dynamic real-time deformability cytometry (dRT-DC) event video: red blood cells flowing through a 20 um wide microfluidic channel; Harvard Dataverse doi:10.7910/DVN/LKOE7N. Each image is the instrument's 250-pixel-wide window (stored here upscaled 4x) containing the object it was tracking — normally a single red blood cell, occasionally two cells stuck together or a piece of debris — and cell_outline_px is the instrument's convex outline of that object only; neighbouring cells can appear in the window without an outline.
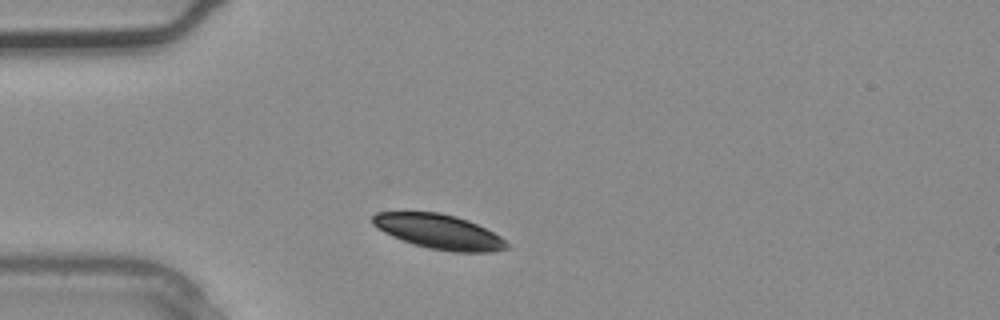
{"species": "common noctule bat (a hibernating species)", "species_latin": "Nyctalus noctula", "temperature_condition": "warm", "stored_images_in_passage": 2, "camera_frame_rate_fps": 3000, "um_per_image_px": 0.085, "animal": {"sex": "male", "body_mass_g": 20.4}, "frame": {"image": 1, "passage_image": 2, "time_ms": 0.333, "image_size_px": [1000, 320], "cell_outline_px": [[508, 248], [492, 252], [452, 252], [428, 248], [392, 236], [376, 228], [372, 224], [372, 216], [376, 212], [440, 212], [456, 216], [468, 220], [500, 236], [508, 244]], "centroid_in_image_um": [37.3, 19.69], "position_along_channel_um": 47.7, "area_um2": 26.93}}